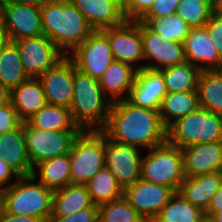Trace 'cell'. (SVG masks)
<instances>
[{"instance_id":"obj_1","label":"cell","mask_w":222,"mask_h":222,"mask_svg":"<svg viewBox=\"0 0 222 222\" xmlns=\"http://www.w3.org/2000/svg\"><path fill=\"white\" fill-rule=\"evenodd\" d=\"M110 140L147 151L167 141L159 111L138 107L127 99L113 102L107 123L101 130Z\"/></svg>"},{"instance_id":"obj_2","label":"cell","mask_w":222,"mask_h":222,"mask_svg":"<svg viewBox=\"0 0 222 222\" xmlns=\"http://www.w3.org/2000/svg\"><path fill=\"white\" fill-rule=\"evenodd\" d=\"M40 10L43 35L65 56L94 32L84 15L69 0L50 3Z\"/></svg>"},{"instance_id":"obj_3","label":"cell","mask_w":222,"mask_h":222,"mask_svg":"<svg viewBox=\"0 0 222 222\" xmlns=\"http://www.w3.org/2000/svg\"><path fill=\"white\" fill-rule=\"evenodd\" d=\"M111 104L99 80L81 72L73 63V99L69 109L74 123L83 131L102 130L107 123Z\"/></svg>"},{"instance_id":"obj_4","label":"cell","mask_w":222,"mask_h":222,"mask_svg":"<svg viewBox=\"0 0 222 222\" xmlns=\"http://www.w3.org/2000/svg\"><path fill=\"white\" fill-rule=\"evenodd\" d=\"M15 181L5 188V212L17 216L38 217L49 222L54 191L46 188L33 175L21 176Z\"/></svg>"},{"instance_id":"obj_5","label":"cell","mask_w":222,"mask_h":222,"mask_svg":"<svg viewBox=\"0 0 222 222\" xmlns=\"http://www.w3.org/2000/svg\"><path fill=\"white\" fill-rule=\"evenodd\" d=\"M167 141L180 149L194 144L222 141V115L199 107L167 129Z\"/></svg>"},{"instance_id":"obj_6","label":"cell","mask_w":222,"mask_h":222,"mask_svg":"<svg viewBox=\"0 0 222 222\" xmlns=\"http://www.w3.org/2000/svg\"><path fill=\"white\" fill-rule=\"evenodd\" d=\"M71 184L86 185L105 167V134L101 130L82 131L69 153Z\"/></svg>"},{"instance_id":"obj_7","label":"cell","mask_w":222,"mask_h":222,"mask_svg":"<svg viewBox=\"0 0 222 222\" xmlns=\"http://www.w3.org/2000/svg\"><path fill=\"white\" fill-rule=\"evenodd\" d=\"M147 151L142 157L141 178L178 192L185 179L181 149L166 141Z\"/></svg>"},{"instance_id":"obj_8","label":"cell","mask_w":222,"mask_h":222,"mask_svg":"<svg viewBox=\"0 0 222 222\" xmlns=\"http://www.w3.org/2000/svg\"><path fill=\"white\" fill-rule=\"evenodd\" d=\"M25 145L32 168L41 161L69 154L83 130H41L23 123Z\"/></svg>"},{"instance_id":"obj_9","label":"cell","mask_w":222,"mask_h":222,"mask_svg":"<svg viewBox=\"0 0 222 222\" xmlns=\"http://www.w3.org/2000/svg\"><path fill=\"white\" fill-rule=\"evenodd\" d=\"M67 56L77 69L97 80L114 60L108 37L101 30L94 31Z\"/></svg>"},{"instance_id":"obj_10","label":"cell","mask_w":222,"mask_h":222,"mask_svg":"<svg viewBox=\"0 0 222 222\" xmlns=\"http://www.w3.org/2000/svg\"><path fill=\"white\" fill-rule=\"evenodd\" d=\"M140 148L114 142L105 135V167L124 189L141 179L142 153Z\"/></svg>"},{"instance_id":"obj_11","label":"cell","mask_w":222,"mask_h":222,"mask_svg":"<svg viewBox=\"0 0 222 222\" xmlns=\"http://www.w3.org/2000/svg\"><path fill=\"white\" fill-rule=\"evenodd\" d=\"M13 42L17 45L24 71L29 78L40 77L65 57L45 35Z\"/></svg>"},{"instance_id":"obj_12","label":"cell","mask_w":222,"mask_h":222,"mask_svg":"<svg viewBox=\"0 0 222 222\" xmlns=\"http://www.w3.org/2000/svg\"><path fill=\"white\" fill-rule=\"evenodd\" d=\"M175 193L173 188L142 178L123 189L124 198L145 222H152Z\"/></svg>"},{"instance_id":"obj_13","label":"cell","mask_w":222,"mask_h":222,"mask_svg":"<svg viewBox=\"0 0 222 222\" xmlns=\"http://www.w3.org/2000/svg\"><path fill=\"white\" fill-rule=\"evenodd\" d=\"M101 31L108 37L114 60L128 63L138 70L144 68V63L139 64L144 60L140 21H125L120 26Z\"/></svg>"},{"instance_id":"obj_14","label":"cell","mask_w":222,"mask_h":222,"mask_svg":"<svg viewBox=\"0 0 222 222\" xmlns=\"http://www.w3.org/2000/svg\"><path fill=\"white\" fill-rule=\"evenodd\" d=\"M3 20L9 41L43 35L39 7L3 0Z\"/></svg>"},{"instance_id":"obj_15","label":"cell","mask_w":222,"mask_h":222,"mask_svg":"<svg viewBox=\"0 0 222 222\" xmlns=\"http://www.w3.org/2000/svg\"><path fill=\"white\" fill-rule=\"evenodd\" d=\"M141 38L144 60L150 61L144 68L160 70L186 61L183 43L166 40L142 22Z\"/></svg>"},{"instance_id":"obj_16","label":"cell","mask_w":222,"mask_h":222,"mask_svg":"<svg viewBox=\"0 0 222 222\" xmlns=\"http://www.w3.org/2000/svg\"><path fill=\"white\" fill-rule=\"evenodd\" d=\"M47 104L70 108L73 99V61L65 56L38 77Z\"/></svg>"},{"instance_id":"obj_17","label":"cell","mask_w":222,"mask_h":222,"mask_svg":"<svg viewBox=\"0 0 222 222\" xmlns=\"http://www.w3.org/2000/svg\"><path fill=\"white\" fill-rule=\"evenodd\" d=\"M181 152L185 177L222 172V141L194 144Z\"/></svg>"},{"instance_id":"obj_18","label":"cell","mask_w":222,"mask_h":222,"mask_svg":"<svg viewBox=\"0 0 222 222\" xmlns=\"http://www.w3.org/2000/svg\"><path fill=\"white\" fill-rule=\"evenodd\" d=\"M167 93L162 73L159 70L142 68L137 71L127 100L135 106L159 111Z\"/></svg>"},{"instance_id":"obj_19","label":"cell","mask_w":222,"mask_h":222,"mask_svg":"<svg viewBox=\"0 0 222 222\" xmlns=\"http://www.w3.org/2000/svg\"><path fill=\"white\" fill-rule=\"evenodd\" d=\"M183 45L186 61L193 66L200 70L222 69V59L205 27L191 28Z\"/></svg>"},{"instance_id":"obj_20","label":"cell","mask_w":222,"mask_h":222,"mask_svg":"<svg viewBox=\"0 0 222 222\" xmlns=\"http://www.w3.org/2000/svg\"><path fill=\"white\" fill-rule=\"evenodd\" d=\"M86 18L94 31L122 25L126 19L116 0H69Z\"/></svg>"},{"instance_id":"obj_21","label":"cell","mask_w":222,"mask_h":222,"mask_svg":"<svg viewBox=\"0 0 222 222\" xmlns=\"http://www.w3.org/2000/svg\"><path fill=\"white\" fill-rule=\"evenodd\" d=\"M137 71L138 69L128 63L113 60L99 79L104 95L112 103L127 99Z\"/></svg>"},{"instance_id":"obj_22","label":"cell","mask_w":222,"mask_h":222,"mask_svg":"<svg viewBox=\"0 0 222 222\" xmlns=\"http://www.w3.org/2000/svg\"><path fill=\"white\" fill-rule=\"evenodd\" d=\"M0 159L20 177L32 175L33 168L26 150L23 123L12 131L0 134Z\"/></svg>"},{"instance_id":"obj_23","label":"cell","mask_w":222,"mask_h":222,"mask_svg":"<svg viewBox=\"0 0 222 222\" xmlns=\"http://www.w3.org/2000/svg\"><path fill=\"white\" fill-rule=\"evenodd\" d=\"M10 102L24 123L46 104V97L38 78H29L10 91Z\"/></svg>"},{"instance_id":"obj_24","label":"cell","mask_w":222,"mask_h":222,"mask_svg":"<svg viewBox=\"0 0 222 222\" xmlns=\"http://www.w3.org/2000/svg\"><path fill=\"white\" fill-rule=\"evenodd\" d=\"M222 183V172L185 177L178 192L192 205L206 212Z\"/></svg>"},{"instance_id":"obj_25","label":"cell","mask_w":222,"mask_h":222,"mask_svg":"<svg viewBox=\"0 0 222 222\" xmlns=\"http://www.w3.org/2000/svg\"><path fill=\"white\" fill-rule=\"evenodd\" d=\"M70 173L69 154H65L41 161L33 168L32 175L46 188L55 191L71 184Z\"/></svg>"},{"instance_id":"obj_26","label":"cell","mask_w":222,"mask_h":222,"mask_svg":"<svg viewBox=\"0 0 222 222\" xmlns=\"http://www.w3.org/2000/svg\"><path fill=\"white\" fill-rule=\"evenodd\" d=\"M199 108L198 91L167 93L159 109L163 126L168 129L178 119Z\"/></svg>"},{"instance_id":"obj_27","label":"cell","mask_w":222,"mask_h":222,"mask_svg":"<svg viewBox=\"0 0 222 222\" xmlns=\"http://www.w3.org/2000/svg\"><path fill=\"white\" fill-rule=\"evenodd\" d=\"M92 205L86 185L69 184L55 190L52 199L51 216H67Z\"/></svg>"},{"instance_id":"obj_28","label":"cell","mask_w":222,"mask_h":222,"mask_svg":"<svg viewBox=\"0 0 222 222\" xmlns=\"http://www.w3.org/2000/svg\"><path fill=\"white\" fill-rule=\"evenodd\" d=\"M197 91L200 108L222 115V69L201 70Z\"/></svg>"},{"instance_id":"obj_29","label":"cell","mask_w":222,"mask_h":222,"mask_svg":"<svg viewBox=\"0 0 222 222\" xmlns=\"http://www.w3.org/2000/svg\"><path fill=\"white\" fill-rule=\"evenodd\" d=\"M26 123L30 127L47 131L82 130L74 123L69 108L51 104H46Z\"/></svg>"},{"instance_id":"obj_30","label":"cell","mask_w":222,"mask_h":222,"mask_svg":"<svg viewBox=\"0 0 222 222\" xmlns=\"http://www.w3.org/2000/svg\"><path fill=\"white\" fill-rule=\"evenodd\" d=\"M28 79L17 45L8 41L0 52V82L11 91Z\"/></svg>"},{"instance_id":"obj_31","label":"cell","mask_w":222,"mask_h":222,"mask_svg":"<svg viewBox=\"0 0 222 222\" xmlns=\"http://www.w3.org/2000/svg\"><path fill=\"white\" fill-rule=\"evenodd\" d=\"M165 80L168 93L197 91L201 70L188 61L159 70Z\"/></svg>"},{"instance_id":"obj_32","label":"cell","mask_w":222,"mask_h":222,"mask_svg":"<svg viewBox=\"0 0 222 222\" xmlns=\"http://www.w3.org/2000/svg\"><path fill=\"white\" fill-rule=\"evenodd\" d=\"M86 186L93 205L100 206L123 196V188L106 167L97 172Z\"/></svg>"},{"instance_id":"obj_33","label":"cell","mask_w":222,"mask_h":222,"mask_svg":"<svg viewBox=\"0 0 222 222\" xmlns=\"http://www.w3.org/2000/svg\"><path fill=\"white\" fill-rule=\"evenodd\" d=\"M205 212L176 192L152 222H201Z\"/></svg>"},{"instance_id":"obj_34","label":"cell","mask_w":222,"mask_h":222,"mask_svg":"<svg viewBox=\"0 0 222 222\" xmlns=\"http://www.w3.org/2000/svg\"><path fill=\"white\" fill-rule=\"evenodd\" d=\"M215 10V0H180L175 14L190 28H200L210 20Z\"/></svg>"},{"instance_id":"obj_35","label":"cell","mask_w":222,"mask_h":222,"mask_svg":"<svg viewBox=\"0 0 222 222\" xmlns=\"http://www.w3.org/2000/svg\"><path fill=\"white\" fill-rule=\"evenodd\" d=\"M139 21L146 24L156 34L173 42L184 43L191 29L175 13L170 16L156 19H140Z\"/></svg>"},{"instance_id":"obj_36","label":"cell","mask_w":222,"mask_h":222,"mask_svg":"<svg viewBox=\"0 0 222 222\" xmlns=\"http://www.w3.org/2000/svg\"><path fill=\"white\" fill-rule=\"evenodd\" d=\"M98 209L100 222H145L124 196L101 204Z\"/></svg>"},{"instance_id":"obj_37","label":"cell","mask_w":222,"mask_h":222,"mask_svg":"<svg viewBox=\"0 0 222 222\" xmlns=\"http://www.w3.org/2000/svg\"><path fill=\"white\" fill-rule=\"evenodd\" d=\"M49 222H99V209L91 205L67 216H50Z\"/></svg>"},{"instance_id":"obj_38","label":"cell","mask_w":222,"mask_h":222,"mask_svg":"<svg viewBox=\"0 0 222 222\" xmlns=\"http://www.w3.org/2000/svg\"><path fill=\"white\" fill-rule=\"evenodd\" d=\"M219 57L222 59V14L215 10L204 25Z\"/></svg>"},{"instance_id":"obj_39","label":"cell","mask_w":222,"mask_h":222,"mask_svg":"<svg viewBox=\"0 0 222 222\" xmlns=\"http://www.w3.org/2000/svg\"><path fill=\"white\" fill-rule=\"evenodd\" d=\"M22 123L10 101L0 106V134L14 130Z\"/></svg>"},{"instance_id":"obj_40","label":"cell","mask_w":222,"mask_h":222,"mask_svg":"<svg viewBox=\"0 0 222 222\" xmlns=\"http://www.w3.org/2000/svg\"><path fill=\"white\" fill-rule=\"evenodd\" d=\"M156 0H130L123 7L126 21H139L151 8Z\"/></svg>"},{"instance_id":"obj_41","label":"cell","mask_w":222,"mask_h":222,"mask_svg":"<svg viewBox=\"0 0 222 222\" xmlns=\"http://www.w3.org/2000/svg\"><path fill=\"white\" fill-rule=\"evenodd\" d=\"M180 0H156L141 19H156L174 14Z\"/></svg>"},{"instance_id":"obj_42","label":"cell","mask_w":222,"mask_h":222,"mask_svg":"<svg viewBox=\"0 0 222 222\" xmlns=\"http://www.w3.org/2000/svg\"><path fill=\"white\" fill-rule=\"evenodd\" d=\"M18 179L20 176L2 159H0V187H10L14 182H9L13 179Z\"/></svg>"},{"instance_id":"obj_43","label":"cell","mask_w":222,"mask_h":222,"mask_svg":"<svg viewBox=\"0 0 222 222\" xmlns=\"http://www.w3.org/2000/svg\"><path fill=\"white\" fill-rule=\"evenodd\" d=\"M0 222H45L43 219L33 216H17L13 214L6 213L4 211Z\"/></svg>"},{"instance_id":"obj_44","label":"cell","mask_w":222,"mask_h":222,"mask_svg":"<svg viewBox=\"0 0 222 222\" xmlns=\"http://www.w3.org/2000/svg\"><path fill=\"white\" fill-rule=\"evenodd\" d=\"M222 211V183L219 189L213 195L210 206L205 213H217Z\"/></svg>"},{"instance_id":"obj_45","label":"cell","mask_w":222,"mask_h":222,"mask_svg":"<svg viewBox=\"0 0 222 222\" xmlns=\"http://www.w3.org/2000/svg\"><path fill=\"white\" fill-rule=\"evenodd\" d=\"M15 3L25 4V5H32L39 8L45 7L46 5L50 3L57 2L59 0H10Z\"/></svg>"},{"instance_id":"obj_46","label":"cell","mask_w":222,"mask_h":222,"mask_svg":"<svg viewBox=\"0 0 222 222\" xmlns=\"http://www.w3.org/2000/svg\"><path fill=\"white\" fill-rule=\"evenodd\" d=\"M10 101V90H8L1 82H0V106L7 104Z\"/></svg>"},{"instance_id":"obj_47","label":"cell","mask_w":222,"mask_h":222,"mask_svg":"<svg viewBox=\"0 0 222 222\" xmlns=\"http://www.w3.org/2000/svg\"><path fill=\"white\" fill-rule=\"evenodd\" d=\"M8 35L5 29H0V52L3 47L8 43Z\"/></svg>"},{"instance_id":"obj_48","label":"cell","mask_w":222,"mask_h":222,"mask_svg":"<svg viewBox=\"0 0 222 222\" xmlns=\"http://www.w3.org/2000/svg\"><path fill=\"white\" fill-rule=\"evenodd\" d=\"M4 193H5V188L0 187V218L2 217L5 208H4Z\"/></svg>"},{"instance_id":"obj_49","label":"cell","mask_w":222,"mask_h":222,"mask_svg":"<svg viewBox=\"0 0 222 222\" xmlns=\"http://www.w3.org/2000/svg\"><path fill=\"white\" fill-rule=\"evenodd\" d=\"M205 216L211 217L215 222H222V211L217 213H205Z\"/></svg>"},{"instance_id":"obj_50","label":"cell","mask_w":222,"mask_h":222,"mask_svg":"<svg viewBox=\"0 0 222 222\" xmlns=\"http://www.w3.org/2000/svg\"><path fill=\"white\" fill-rule=\"evenodd\" d=\"M0 29H5L3 20V0H0Z\"/></svg>"},{"instance_id":"obj_51","label":"cell","mask_w":222,"mask_h":222,"mask_svg":"<svg viewBox=\"0 0 222 222\" xmlns=\"http://www.w3.org/2000/svg\"><path fill=\"white\" fill-rule=\"evenodd\" d=\"M216 10L222 14V0L216 1Z\"/></svg>"},{"instance_id":"obj_52","label":"cell","mask_w":222,"mask_h":222,"mask_svg":"<svg viewBox=\"0 0 222 222\" xmlns=\"http://www.w3.org/2000/svg\"><path fill=\"white\" fill-rule=\"evenodd\" d=\"M201 222H215L211 217L204 216Z\"/></svg>"},{"instance_id":"obj_53","label":"cell","mask_w":222,"mask_h":222,"mask_svg":"<svg viewBox=\"0 0 222 222\" xmlns=\"http://www.w3.org/2000/svg\"><path fill=\"white\" fill-rule=\"evenodd\" d=\"M122 7H124L130 0H116Z\"/></svg>"}]
</instances>
